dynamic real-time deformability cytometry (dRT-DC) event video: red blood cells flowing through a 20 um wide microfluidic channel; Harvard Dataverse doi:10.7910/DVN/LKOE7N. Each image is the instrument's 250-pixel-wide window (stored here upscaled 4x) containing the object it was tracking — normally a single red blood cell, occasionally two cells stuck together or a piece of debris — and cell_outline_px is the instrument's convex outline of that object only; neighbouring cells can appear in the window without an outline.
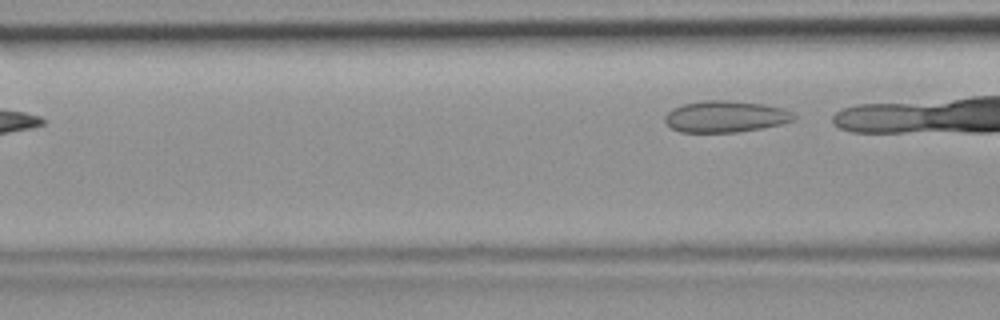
{"species": "common noctule bat (a hibernating species)", "species_latin": "Nyctalus noctula", "temperature_condition": "room temperature", "stored_images_in_passage": 3, "camera_frame_rate_fps": 3000, "um_per_image_px": 0.085, "animal": {"sex": "female", "body_mass_g": 19.9}, "frame": {"image": 1, "passage_image": 3, "time_ms": 0.667, "image_size_px": [1000, 320], "cell_outline_px": [[796, 116], [792, 120], [780, 124], [760, 128], [736, 132], [680, 132], [672, 128], [664, 120], [664, 116], [672, 108], [684, 104], [704, 100], [728, 100], [764, 104], [784, 108], [792, 112]], "centroid_in_image_um": [61.65, 9.9], "position_along_channel_um": 104.9, "area_um2": 23.58}}